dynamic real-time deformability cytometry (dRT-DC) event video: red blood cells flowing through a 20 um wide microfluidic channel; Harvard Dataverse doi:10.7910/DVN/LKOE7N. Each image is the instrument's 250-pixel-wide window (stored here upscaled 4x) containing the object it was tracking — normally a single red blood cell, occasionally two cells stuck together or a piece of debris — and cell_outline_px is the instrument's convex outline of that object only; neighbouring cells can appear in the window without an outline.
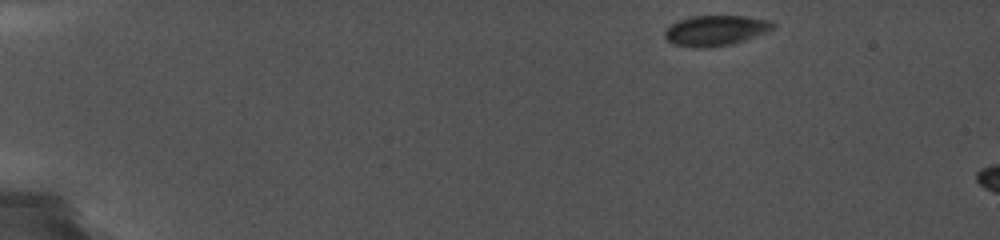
{"species": "common noctule bat (a hibernating species)", "species_latin": "Nyctalus noctula", "temperature_condition": "cold", "stored_images_in_passage": 14, "camera_frame_rate_fps": 5000, "um_per_image_px": 0.085, "animal": {"sex": "female", "body_mass_g": 19.0, "forearm_length_mm": 56.7}, "frame": {"image": 1, "passage_image": 1, "time_ms": 0.0, "image_size_px": [1000, 240], "cell_outline_px": [[776, 28], [744, 40], [732, 44], [704, 48], [696, 48], [672, 44], [664, 36], [664, 32], [676, 20], [692, 16], [748, 16], [772, 20], [776, 24]], "centroid_in_image_um": [60.84, 2.58], "position_along_channel_um": 24.2, "area_um2": 19.31}}